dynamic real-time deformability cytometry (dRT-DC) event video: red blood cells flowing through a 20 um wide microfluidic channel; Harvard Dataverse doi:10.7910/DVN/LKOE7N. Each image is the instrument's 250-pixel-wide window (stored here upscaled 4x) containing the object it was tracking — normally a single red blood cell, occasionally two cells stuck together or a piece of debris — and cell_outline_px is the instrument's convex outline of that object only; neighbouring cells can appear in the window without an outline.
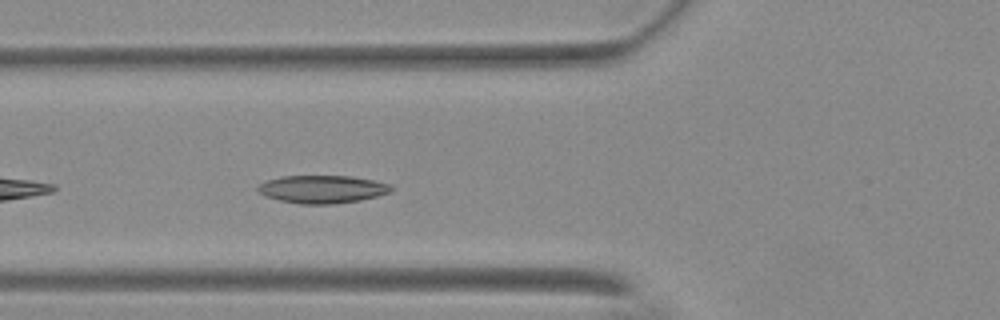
{"species": "Egyptian fruit bat (a non-hibernating species)", "species_latin": "Rousettus aegyptiacus", "temperature_condition": "warm", "stored_images_in_passage": 22, "camera_frame_rate_fps": 3000, "um_per_image_px": 0.085, "animal": {"sex": "female"}, "frame": {"image": 1, "passage_image": 5, "time_ms": 1.333, "image_size_px": [1000, 320], "cell_outline_px": [[396, 188], [392, 192], [360, 200], [332, 204], [300, 204], [280, 200], [264, 196], [256, 188], [260, 184], [268, 180], [280, 176], [352, 176], [392, 184]], "centroid_in_image_um": [27.44, 16.08], "position_along_channel_um": 98.4, "area_um2": 21.73}}
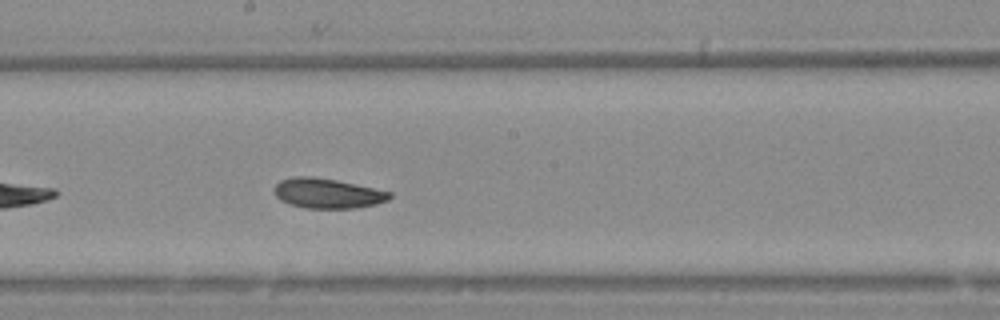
{"frame": {"image": 2, "passage_image": 15, "time_ms": 4.667, "image_size_px": [1000, 320], "cell_outline_px": [[392, 196], [388, 200], [376, 204], [356, 208], [304, 208], [288, 204], [280, 200], [276, 196], [276, 184], [280, 180], [296, 176], [312, 176], [336, 180], [356, 184], [392, 192]], "centroid_in_image_um": [27.85, 16.44], "position_along_channel_um": 220.4, "area_um2": 20.11}}
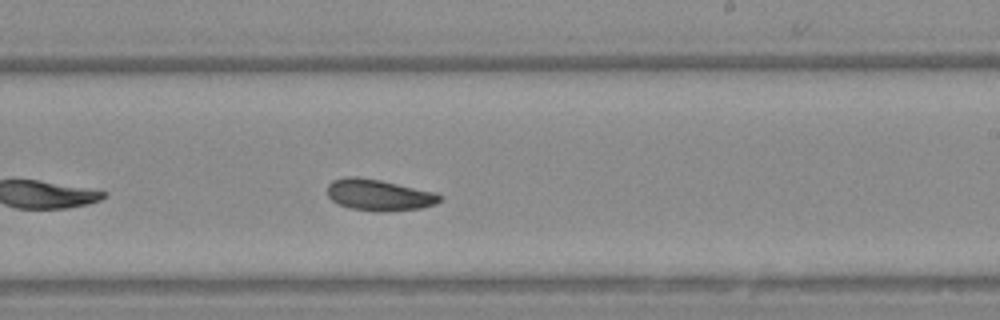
{"frame": {"image": 3, "passage_image": 18, "time_ms": 5.667, "image_size_px": [1000, 320], "cell_outline_px": [[444, 196], [436, 204], [420, 208], [384, 212], [376, 212], [352, 208], [340, 204], [332, 200], [328, 196], [328, 184], [332, 180], [348, 176], [356, 176], [380, 180], [436, 192]], "centroid_in_image_um": [32.24, 16.57], "position_along_channel_um": 256.8, "area_um2": 20.58}}